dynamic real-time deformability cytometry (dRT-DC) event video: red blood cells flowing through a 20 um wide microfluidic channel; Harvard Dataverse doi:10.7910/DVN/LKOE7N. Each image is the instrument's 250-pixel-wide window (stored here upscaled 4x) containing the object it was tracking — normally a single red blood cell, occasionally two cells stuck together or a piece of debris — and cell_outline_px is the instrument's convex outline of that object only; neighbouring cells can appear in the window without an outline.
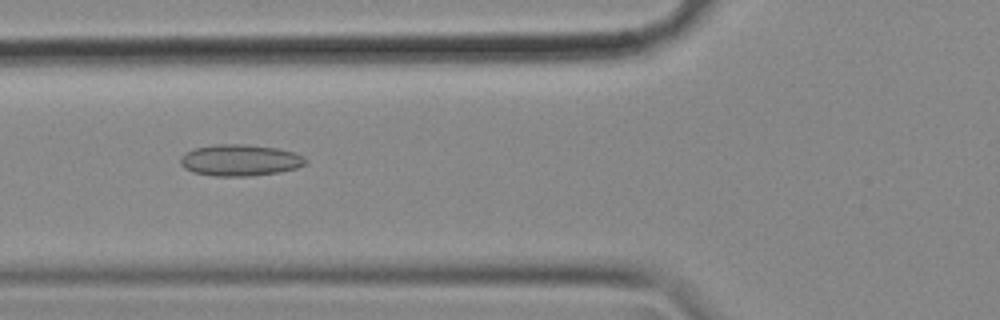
{"species": "common noctule bat (a hibernating species)", "species_latin": "Nyctalus noctula", "temperature_condition": "cold", "stored_images_in_passage": 33, "camera_frame_rate_fps": 3000, "um_per_image_px": 0.085, "animal": {"sex": "female", "body_mass_g": 18.4}, "frame": {"image": 1, "passage_image": 4, "time_ms": 1.0, "image_size_px": [1000, 320], "cell_outline_px": [[308, 160], [304, 164], [296, 168], [276, 172], [248, 176], [216, 176], [192, 172], [184, 168], [180, 164], [180, 160], [184, 152], [196, 148], [216, 144], [244, 144], [276, 148], [292, 152], [304, 156]], "centroid_in_image_um": [20.37, 13.61], "position_along_channel_um": 105.4, "area_um2": 22.77}}
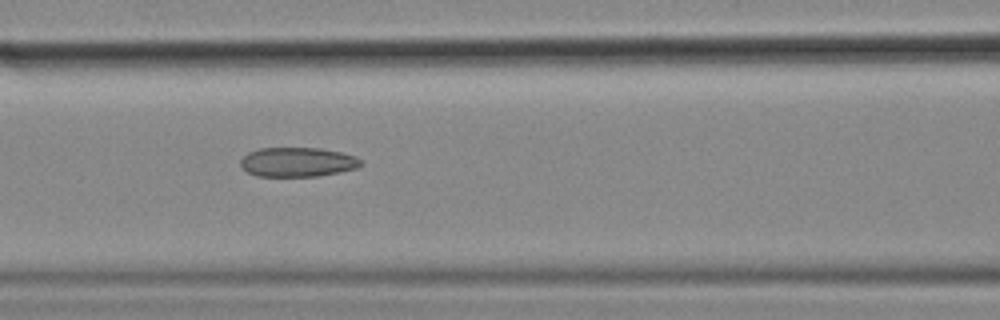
{"frame": {"image": 2, "passage_image": 7, "time_ms": 2.0, "image_size_px": [1000, 320], "cell_outline_px": [[364, 164], [356, 168], [316, 176], [256, 176], [248, 172], [240, 164], [240, 160], [248, 152], [260, 148], [320, 148], [340, 152], [356, 156], [364, 160]], "centroid_in_image_um": [25.31, 13.77], "position_along_channel_um": 141.3, "area_um2": 20.58}}
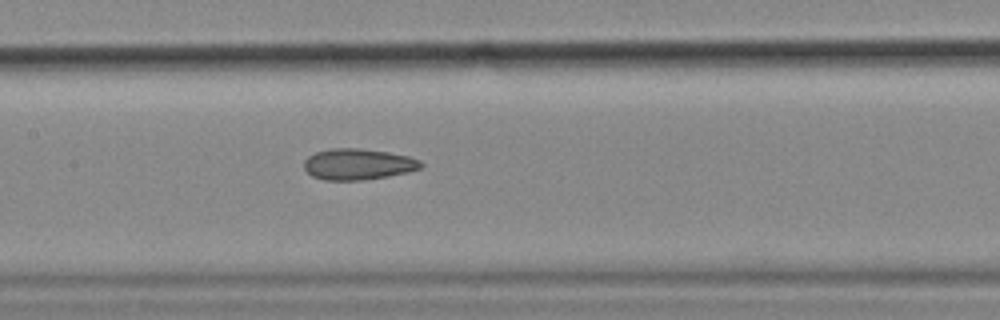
{"frame": {"image": 3, "passage_image": 10, "time_ms": 3.0, "image_size_px": [1000, 320], "cell_outline_px": [[424, 164], [420, 168], [408, 172], [388, 176], [360, 180], [324, 180], [312, 176], [304, 168], [304, 160], [308, 156], [316, 152], [332, 148], [360, 148], [388, 152], [408, 156], [420, 160]], "centroid_in_image_um": [30.43, 13.95], "position_along_channel_um": 177.0, "area_um2": 21.15}, "authors_computed_cell_mechanics": {"area_um2": 20.7502, "velocity_mm_per_s": 3.576, "shape_relaxation_time_tau1_ms": null, "shape_relaxation_time_tau2_ms": 3.2374, "deformation_change_tau1": null, "deformation_change_tau2": 0.1176}}